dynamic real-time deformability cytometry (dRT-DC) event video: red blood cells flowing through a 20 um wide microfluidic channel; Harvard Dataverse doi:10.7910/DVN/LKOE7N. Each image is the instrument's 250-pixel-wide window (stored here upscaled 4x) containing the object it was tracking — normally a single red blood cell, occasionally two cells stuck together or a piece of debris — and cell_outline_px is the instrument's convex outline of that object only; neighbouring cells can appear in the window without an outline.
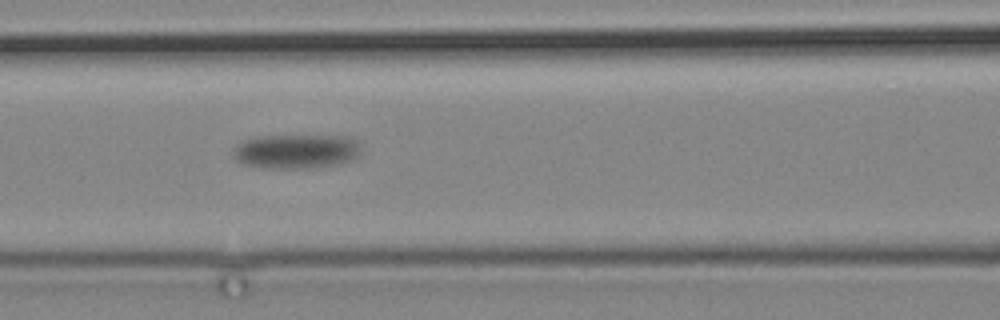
{"species": "common noctule bat (a hibernating species)", "species_latin": "Nyctalus noctula", "temperature_condition": "cold", "stored_images_in_passage": 11, "camera_frame_rate_fps": 3000, "um_per_image_px": 0.085, "animal": {"sex": "male", "body_mass_g": 19.2, "forearm_length_mm": 51.8}, "frame": {"image": 1, "passage_image": 10, "time_ms": 12.0, "image_size_px": [1000, 320], "cell_outline_px": [[360, 152], [356, 156], [340, 164], [312, 168], [264, 168], [240, 164], [232, 156], [232, 152], [244, 140], [252, 136], [352, 136], [356, 140], [360, 148]], "centroid_in_image_um": [25.15, 12.87], "position_along_channel_um": 141.5, "area_um2": 25.78}}